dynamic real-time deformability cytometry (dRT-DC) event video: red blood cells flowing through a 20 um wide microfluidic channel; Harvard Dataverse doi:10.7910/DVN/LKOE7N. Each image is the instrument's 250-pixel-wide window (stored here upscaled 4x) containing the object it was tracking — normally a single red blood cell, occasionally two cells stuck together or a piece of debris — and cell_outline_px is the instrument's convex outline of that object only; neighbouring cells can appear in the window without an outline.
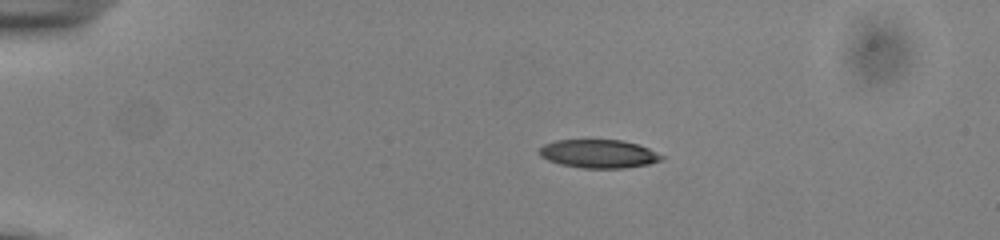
{"species": "common noctule bat (a hibernating species)", "species_latin": "Nyctalus noctula", "temperature_condition": "cold", "stored_images_in_passage": 43, "camera_frame_rate_fps": 3000, "um_per_image_px": 0.085, "animal": {"sex": "male", "body_mass_g": 13.0, "forearm_length_mm": 53.1}, "frame": {"image": 1, "passage_image": 1, "time_ms": 0.0, "image_size_px": [1000, 240], "cell_outline_px": [[664, 160], [648, 164], [624, 168], [580, 168], [560, 164], [548, 160], [540, 156], [536, 152], [544, 144], [556, 140], [620, 140], [640, 144], [664, 156]], "centroid_in_image_um": [50.88, 13.07], "position_along_channel_um": 34.1, "area_um2": 20.4}}
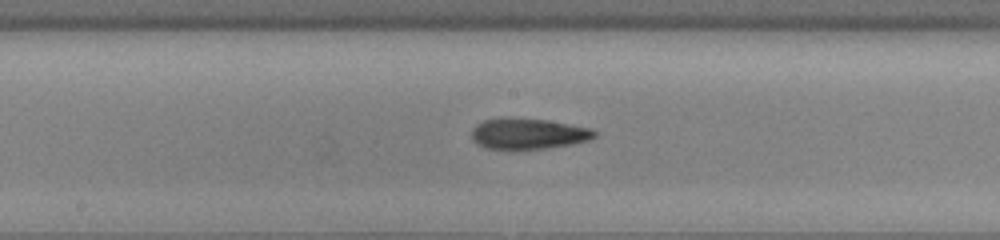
{"frame": {"image": 2, "passage_image": 19, "time_ms": 6.0, "image_size_px": [1000, 240], "cell_outline_px": [[596, 136], [588, 140], [572, 144], [516, 152], [508, 152], [484, 148], [476, 144], [472, 140], [472, 128], [476, 124], [484, 120], [500, 116], [508, 116], [548, 120], [592, 128], [596, 132]], "centroid_in_image_um": [44.8, 11.38], "position_along_channel_um": 203.4, "area_um2": 23.29}}
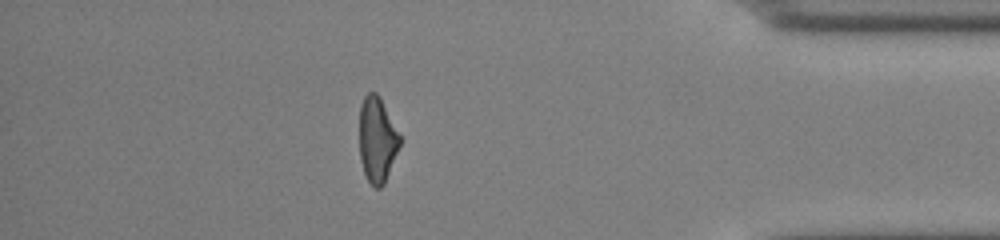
{"frame": {"image": 3, "passage_image": 37, "time_ms": 12.0, "image_size_px": [1000, 240], "cell_outline_px": [[400, 144], [384, 184], [380, 188], [376, 188], [368, 180], [364, 172], [360, 160], [360, 104], [364, 96], [368, 92], [376, 92], [380, 96], [400, 136]], "centroid_in_image_um": [32.04, 11.85], "position_along_channel_um": 403.2, "area_um2": 19.88}, "authors_computed_cell_mechanics": {"area_um2": 21.6172, "velocity_mm_per_s": 3.8774, "shape_relaxation_time_tau1_ms": 10.3806, "shape_relaxation_time_tau2_ms": 5.949, "deformation_change_tau1": 0.242, "deformation_change_tau2": 0.1774}}